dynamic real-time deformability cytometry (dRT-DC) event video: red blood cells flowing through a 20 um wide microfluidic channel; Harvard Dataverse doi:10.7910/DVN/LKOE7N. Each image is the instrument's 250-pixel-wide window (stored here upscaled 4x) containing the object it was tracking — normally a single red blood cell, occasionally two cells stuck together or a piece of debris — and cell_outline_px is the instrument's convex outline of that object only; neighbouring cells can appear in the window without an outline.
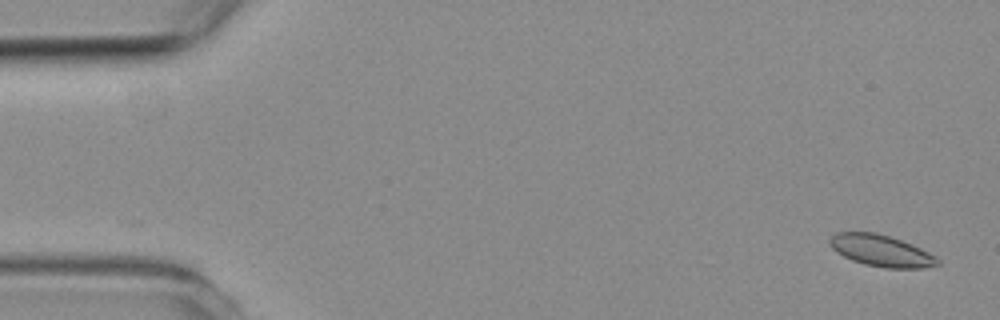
{"species": "common noctule bat (a hibernating species)", "species_latin": "Nyctalus noctula", "temperature_condition": "room temperature", "stored_images_in_passage": 5, "camera_frame_rate_fps": 3000, "um_per_image_px": 0.085, "animal": {"sex": "female", "body_mass_g": 19.3, "forearm_length_mm": 54.1}, "frame": {"image": 1, "passage_image": 1, "time_ms": 0.0, "image_size_px": [1000, 320], "cell_outline_px": [[940, 264], [924, 268], [884, 268], [864, 264], [852, 260], [836, 252], [832, 248], [828, 240], [836, 232], [876, 232], [912, 244], [936, 256], [940, 260]], "centroid_in_image_um": [74.9, 21.31], "position_along_channel_um": 10.1, "area_um2": 19.83}}
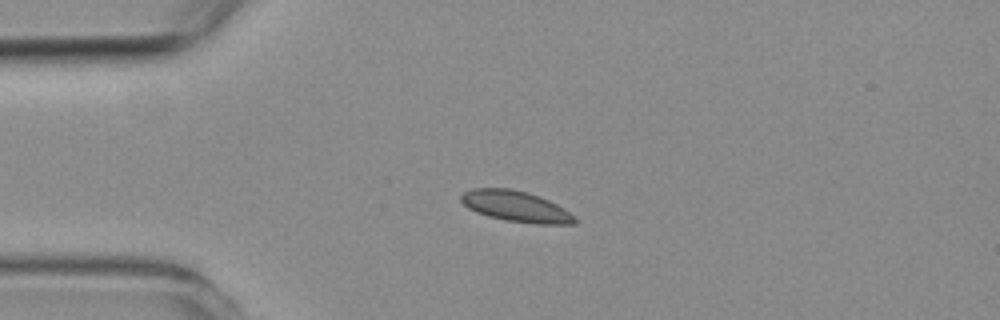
{"frame": {"image": 2, "passage_image": 4, "time_ms": 3.667, "image_size_px": [1000, 320], "cell_outline_px": [[580, 220], [576, 224], [536, 224], [508, 220], [488, 216], [476, 212], [468, 208], [460, 200], [460, 196], [464, 192], [472, 188], [512, 188], [528, 192], [540, 196], [564, 208], [576, 216]], "centroid_in_image_um": [43.9, 17.54], "position_along_channel_um": 41.1, "area_um2": 20.63}}